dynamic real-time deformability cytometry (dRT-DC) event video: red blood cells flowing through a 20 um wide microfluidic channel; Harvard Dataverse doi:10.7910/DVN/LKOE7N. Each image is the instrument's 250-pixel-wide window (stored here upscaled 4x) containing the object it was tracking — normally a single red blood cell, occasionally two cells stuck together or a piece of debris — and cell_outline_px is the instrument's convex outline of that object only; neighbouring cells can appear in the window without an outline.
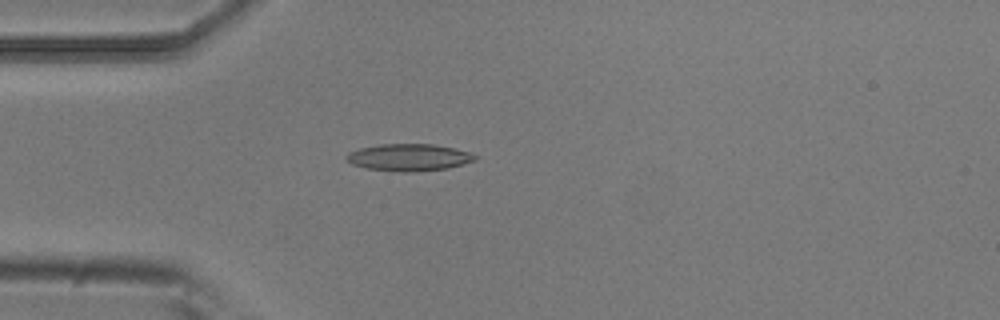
{"species": "common noctule bat (a hibernating species)", "species_latin": "Nyctalus noctula", "temperature_condition": "room temperature", "stored_images_in_passage": 2, "camera_frame_rate_fps": 3000, "um_per_image_px": 0.085, "animal": {"sex": "male", "body_mass_g": 20.5, "forearm_length_mm": 52.5}, "frame": {"image": 1, "passage_image": 2, "time_ms": 0.333, "image_size_px": [1000, 320], "cell_outline_px": [[476, 160], [448, 168], [412, 172], [400, 172], [368, 168], [352, 164], [344, 156], [348, 152], [360, 148], [380, 144], [432, 144], [452, 148], [468, 152], [476, 156]], "centroid_in_image_um": [34.73, 13.38], "position_along_channel_um": 50.3, "area_um2": 20.06}}